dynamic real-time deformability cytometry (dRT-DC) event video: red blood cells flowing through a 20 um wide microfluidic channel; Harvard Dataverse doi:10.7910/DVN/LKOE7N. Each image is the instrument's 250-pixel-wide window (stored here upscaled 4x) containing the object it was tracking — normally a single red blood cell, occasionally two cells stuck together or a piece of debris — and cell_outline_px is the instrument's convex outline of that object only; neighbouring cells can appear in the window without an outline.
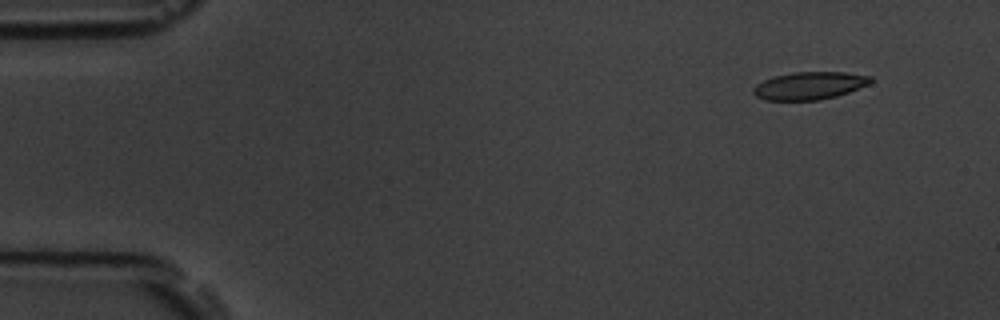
{"species": "common noctule bat (a hibernating species)", "species_latin": "Nyctalus noctula", "temperature_condition": "room temperature", "stored_images_in_passage": 13, "camera_frame_rate_fps": 3000, "um_per_image_px": 0.085, "animal": {"sex": "male", "body_mass_g": 19.5, "forearm_length_mm": 54.6}, "frame": {"image": 1, "passage_image": 2, "time_ms": 1.0, "image_size_px": [1000, 320], "cell_outline_px": [[872, 80], [868, 84], [848, 92], [836, 96], [820, 100], [764, 100], [756, 96], [752, 92], [752, 88], [756, 84], [764, 80], [776, 76], [792, 72], [844, 72], [872, 76]], "centroid_in_image_um": [68.78, 7.28], "position_along_channel_um": 16.2, "area_um2": 18.84}}
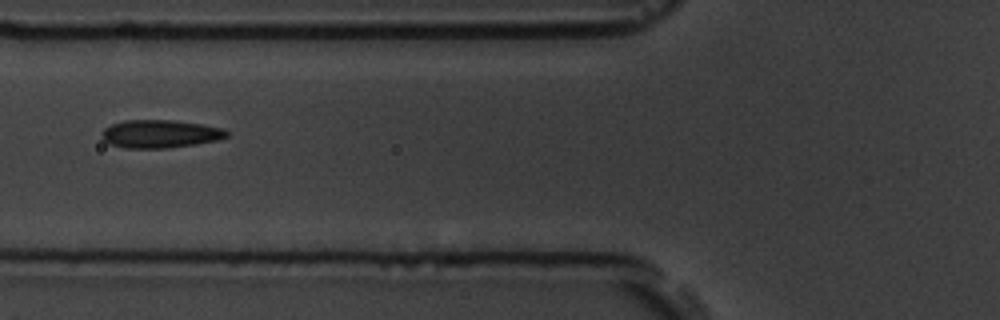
{"frame": {"image": 2, "passage_image": 6, "time_ms": 6.667, "image_size_px": [1000, 320], "cell_outline_px": [[228, 136], [216, 140], [196, 144], [168, 148], [124, 148], [108, 144], [100, 136], [100, 132], [104, 128], [112, 124], [124, 120], [172, 120], [200, 124], [224, 128], [228, 132]], "centroid_in_image_um": [13.56, 11.38], "position_along_channel_um": 112.2, "area_um2": 20.52}}
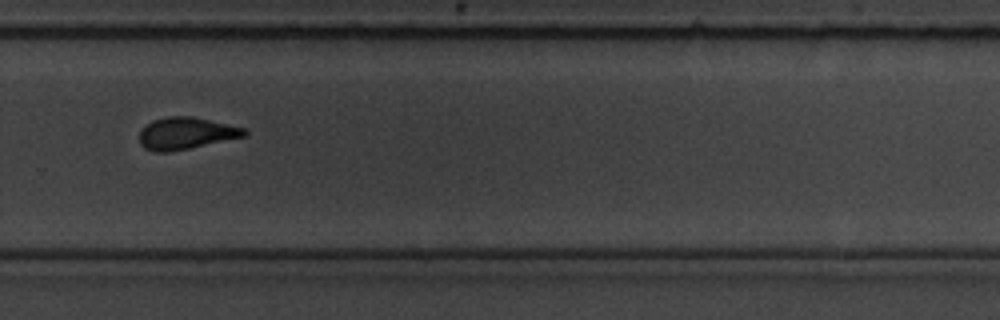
{"frame": {"image": 3, "passage_image": 11, "time_ms": 12.333, "image_size_px": [1000, 320], "cell_outline_px": [[248, 136], [168, 152], [156, 152], [144, 148], [140, 144], [140, 132], [152, 120], [168, 116], [192, 116], [244, 128], [248, 132]], "centroid_in_image_um": [15.82, 11.33], "position_along_channel_um": 314.0, "area_um2": 19.36}, "authors_computed_cell_mechanics": {"area_um2": 19.652, "velocity_mm_per_s": 3.5641, "shape_relaxation_time_tau1_ms": 7.6664, "shape_relaxation_time_tau2_ms": 1.9324, "deformation_change_tau1": 0.1573, "deformation_change_tau2": 0.0553}}